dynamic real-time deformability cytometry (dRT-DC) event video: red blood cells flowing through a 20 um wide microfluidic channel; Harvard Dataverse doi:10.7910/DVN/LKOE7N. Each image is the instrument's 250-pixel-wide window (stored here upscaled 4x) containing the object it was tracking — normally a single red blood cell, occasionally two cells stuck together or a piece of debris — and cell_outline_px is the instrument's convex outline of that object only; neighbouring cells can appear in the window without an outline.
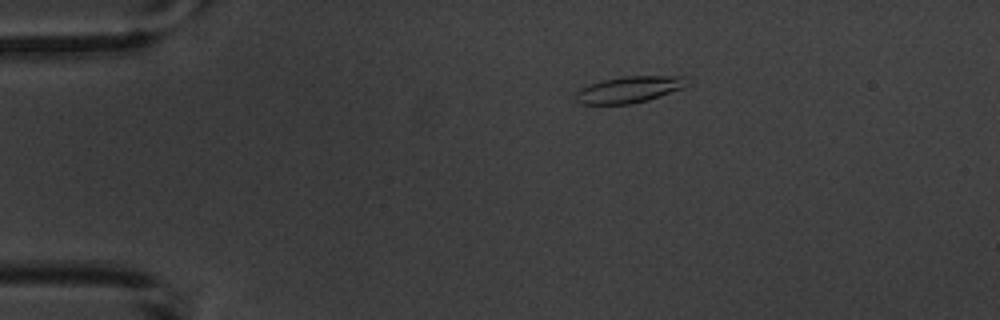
{"species": "common noctule bat (a hibernating species)", "species_latin": "Nyctalus noctula", "temperature_condition": "warm", "stored_images_in_passage": 4, "camera_frame_rate_fps": 3000, "um_per_image_px": 0.085, "animal": {"sex": "male", "body_mass_g": 20.1, "forearm_length_mm": 53.5}, "frame": {"image": 1, "passage_image": 1, "time_ms": 0.0, "image_size_px": [1000, 320], "cell_outline_px": [[684, 88], [648, 100], [632, 104], [580, 104], [572, 96], [580, 88], [588, 84], [604, 80], [624, 76], [684, 76]], "centroid_in_image_um": [53.39, 7.62], "position_along_channel_um": 31.6, "area_um2": 17.11}}
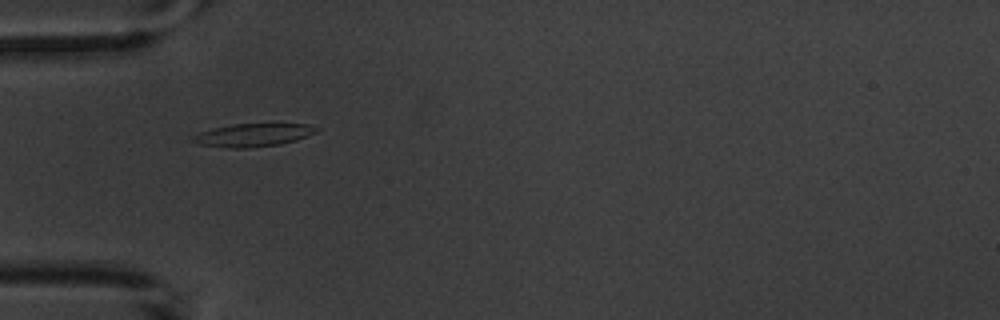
{"frame": {"image": 2, "passage_image": 3, "time_ms": 2.333, "image_size_px": [1000, 320], "cell_outline_px": [[320, 128], [316, 132], [308, 136], [296, 140], [280, 144], [248, 148], [232, 148], [196, 144], [188, 140], [192, 136], [200, 132], [212, 128], [232, 124], [312, 124]], "centroid_in_image_um": [21.49, 11.48], "position_along_channel_um": 63.5, "area_um2": 16.76}}
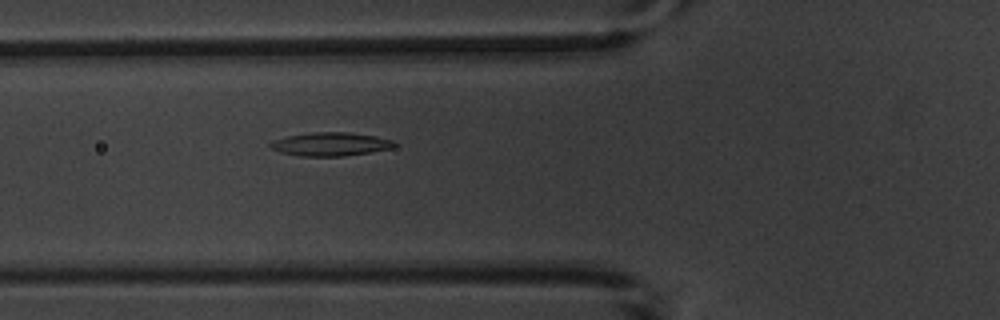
{"frame": {"image": 3, "passage_image": 4, "time_ms": 3.333, "image_size_px": [1000, 320], "cell_outline_px": [[396, 144], [392, 148], [344, 156], [300, 156], [280, 152], [272, 148], [268, 144], [272, 140], [288, 136], [312, 132], [348, 132], [376, 136], [392, 140]], "centroid_in_image_um": [28.07, 12.25], "position_along_channel_um": 97.7, "area_um2": 16.88}}